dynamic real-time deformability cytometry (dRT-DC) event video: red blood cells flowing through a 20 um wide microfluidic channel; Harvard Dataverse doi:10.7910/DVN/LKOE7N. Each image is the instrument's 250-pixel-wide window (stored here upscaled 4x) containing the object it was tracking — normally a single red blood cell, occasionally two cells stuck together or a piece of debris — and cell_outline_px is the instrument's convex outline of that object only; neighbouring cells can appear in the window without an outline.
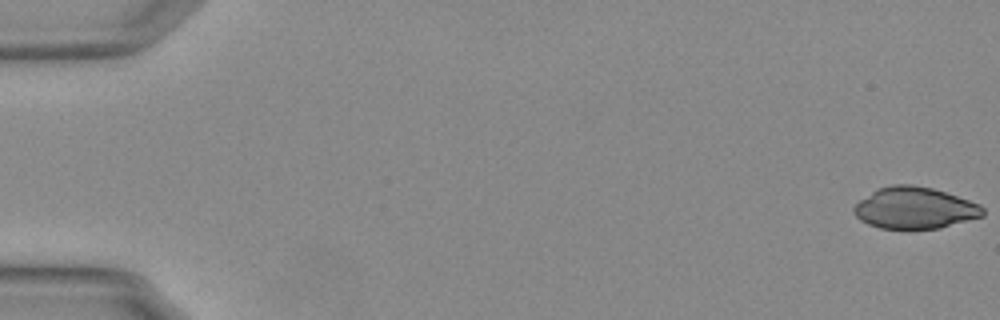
{"species": "Egyptian fruit bat (a non-hibernating species)", "species_latin": "Rousettus aegyptiacus", "temperature_condition": "warm", "stored_images_in_passage": 55, "camera_frame_rate_fps": 3000, "um_per_image_px": 0.085, "animal": {"sex": "female"}, "frame": {"image": 1, "passage_image": 1, "time_ms": 0.0, "image_size_px": [1000, 320], "cell_outline_px": [[984, 216], [940, 228], [880, 228], [868, 224], [860, 220], [852, 212], [852, 208], [860, 200], [876, 188], [892, 184], [912, 184], [932, 188], [980, 204], [984, 208]], "centroid_in_image_um": [77.73, 17.67], "position_along_channel_um": 7.3, "area_um2": 31.21}}